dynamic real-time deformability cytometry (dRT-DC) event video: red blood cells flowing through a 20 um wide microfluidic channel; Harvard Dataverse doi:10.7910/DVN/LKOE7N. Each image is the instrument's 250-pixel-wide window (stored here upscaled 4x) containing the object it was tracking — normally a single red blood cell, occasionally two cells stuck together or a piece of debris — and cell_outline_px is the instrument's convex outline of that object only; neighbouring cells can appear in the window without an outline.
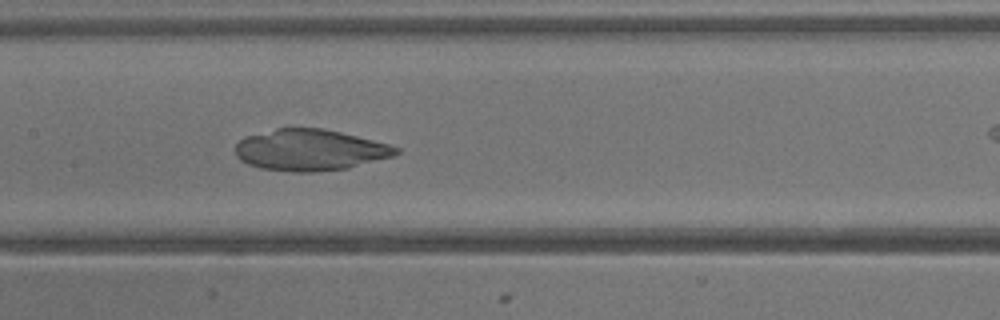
{"species": "common noctule bat (a hibernating species)", "species_latin": "Nyctalus noctula", "temperature_condition": "warm", "stored_images_in_passage": 28, "camera_frame_rate_fps": 3000, "um_per_image_px": 0.085, "animal": {"sex": "male", "body_mass_g": 13.3}, "frame": {"image": 1, "passage_image": 20, "time_ms": 6.333, "image_size_px": [1000, 320], "cell_outline_px": [[400, 152], [392, 156], [348, 168], [312, 172], [292, 172], [260, 168], [248, 164], [240, 160], [236, 156], [236, 144], [244, 136], [276, 128], [324, 128], [388, 144], [400, 148]], "centroid_in_image_um": [26.31, 12.75], "position_along_channel_um": 181.1, "area_um2": 38.55}}